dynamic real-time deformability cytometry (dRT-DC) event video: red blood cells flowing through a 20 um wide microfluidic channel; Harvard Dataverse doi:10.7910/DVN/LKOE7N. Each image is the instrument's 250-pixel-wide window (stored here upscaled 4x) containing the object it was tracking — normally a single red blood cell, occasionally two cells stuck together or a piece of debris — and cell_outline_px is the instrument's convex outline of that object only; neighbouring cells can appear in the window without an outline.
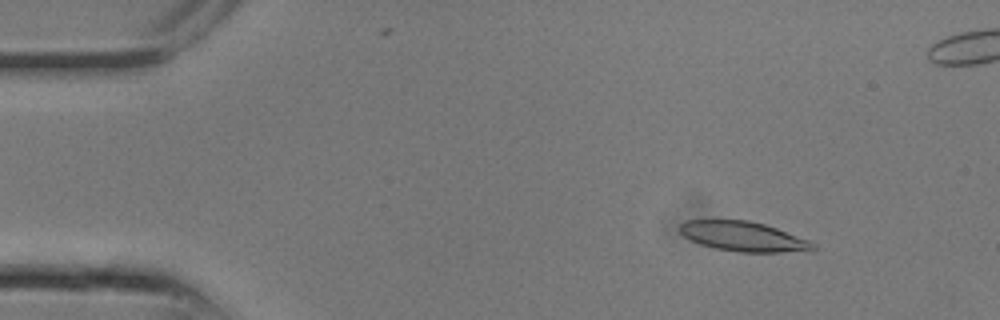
{"species": "common noctule bat (a hibernating species)", "species_latin": "Nyctalus noctula", "temperature_condition": "room temperature", "stored_images_in_passage": 8, "camera_frame_rate_fps": 3000, "um_per_image_px": 0.085, "animal": {"sex": "male", "body_mass_g": 13.3}, "frame": {"image": 1, "passage_image": 3, "time_ms": 0.667, "image_size_px": [1000, 320], "cell_outline_px": [[816, 248], [808, 252], [736, 252], [716, 248], [700, 244], [684, 236], [680, 232], [680, 224], [684, 220], [748, 220], [764, 224], [776, 228], [808, 240], [816, 244]], "centroid_in_image_um": [63.21, 20.11], "position_along_channel_um": 21.8, "area_um2": 23.12}}